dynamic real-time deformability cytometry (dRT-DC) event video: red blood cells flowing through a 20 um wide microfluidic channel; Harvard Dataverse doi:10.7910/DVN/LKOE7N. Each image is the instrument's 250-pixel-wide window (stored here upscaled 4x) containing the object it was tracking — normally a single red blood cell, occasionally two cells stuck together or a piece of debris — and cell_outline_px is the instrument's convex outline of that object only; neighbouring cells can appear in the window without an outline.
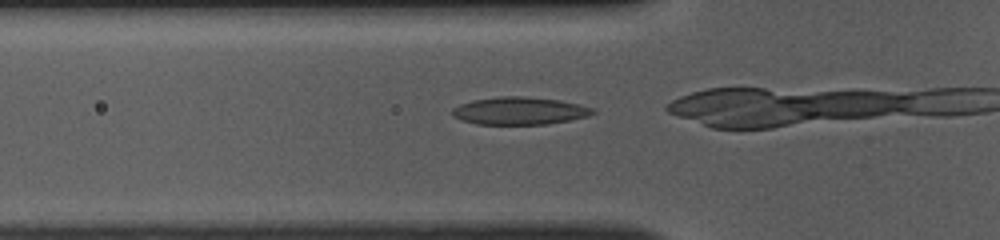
{"species": "common noctule bat (a hibernating species)", "species_latin": "Nyctalus noctula", "temperature_condition": "room temperature", "stored_images_in_passage": 16, "camera_frame_rate_fps": 3000, "um_per_image_px": 0.085, "animal": {"sex": "female", "body_mass_g": 10.0, "forearm_length_mm": 53.1}, "frame": {"image": 1, "passage_image": 12, "time_ms": 3.667, "image_size_px": [1000, 240], "cell_outline_px": [[596, 112], [588, 116], [548, 124], [476, 124], [452, 116], [452, 108], [460, 104], [472, 100], [500, 96], [524, 96], [560, 100], [580, 104], [596, 108]], "centroid_in_image_um": [44.19, 9.41], "position_along_channel_um": 81.6, "area_um2": 22.66}}